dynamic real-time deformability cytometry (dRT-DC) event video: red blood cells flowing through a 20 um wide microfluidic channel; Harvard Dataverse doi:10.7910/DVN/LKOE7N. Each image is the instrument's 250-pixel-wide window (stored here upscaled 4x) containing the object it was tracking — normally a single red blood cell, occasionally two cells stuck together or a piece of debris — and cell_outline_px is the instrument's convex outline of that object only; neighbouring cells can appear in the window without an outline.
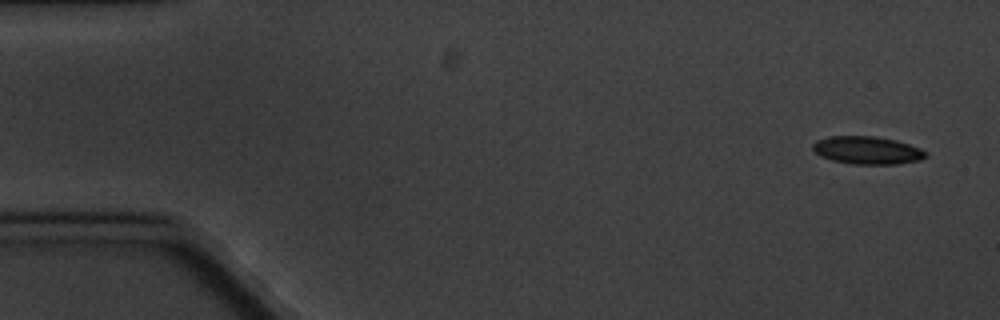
{"species": "common noctule bat (a hibernating species)", "species_latin": "Nyctalus noctula", "temperature_condition": "cold", "stored_images_in_passage": 11, "camera_frame_rate_fps": 3000, "um_per_image_px": 0.085, "animal": {"sex": "male", "body_mass_g": 20.1, "forearm_length_mm": 53.5}, "frame": {"image": 1, "passage_image": 1, "time_ms": 0.0, "image_size_px": [1000, 320], "cell_outline_px": [[928, 156], [920, 160], [896, 164], [852, 164], [832, 160], [820, 156], [812, 148], [812, 144], [816, 140], [832, 136], [876, 136], [896, 140], [920, 148], [928, 152]], "centroid_in_image_um": [73.73, 12.77], "position_along_channel_um": 11.3, "area_um2": 18.38}}
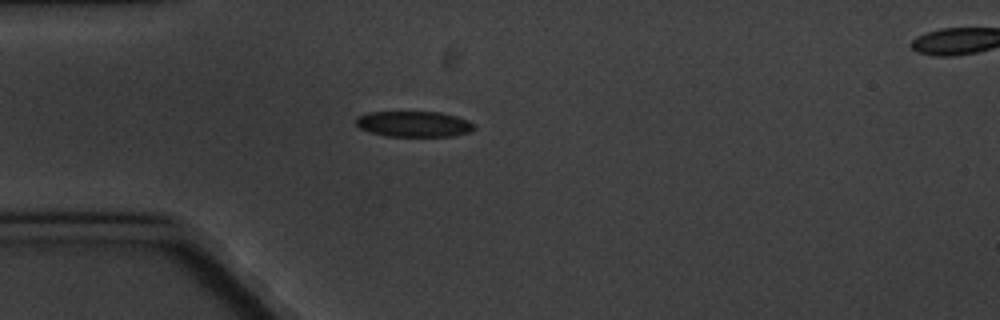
{"frame": {"image": 2, "passage_image": 4, "time_ms": 4.333, "image_size_px": [1000, 320], "cell_outline_px": [[476, 128], [468, 132], [452, 136], [384, 136], [360, 128], [356, 124], [356, 116], [368, 112], [440, 112], [456, 116], [468, 120], [476, 124]], "centroid_in_image_um": [35.19, 10.53], "position_along_channel_um": 49.8, "area_um2": 17.74}}
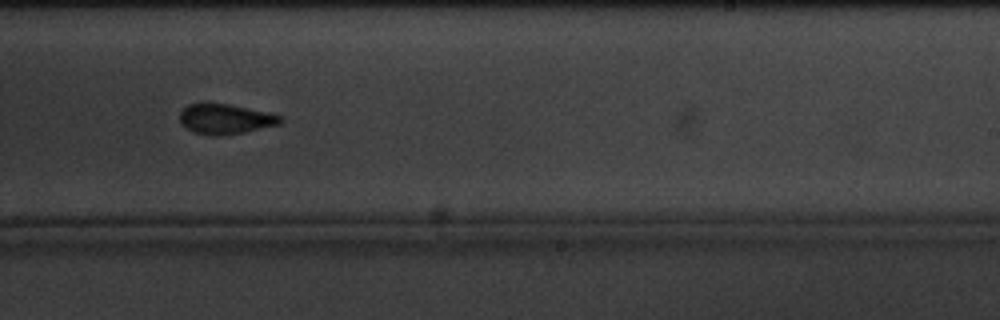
{"frame": {"image": 3, "passage_image": 10, "time_ms": 11.333, "image_size_px": [1000, 320], "cell_outline_px": [[284, 120], [280, 124], [244, 132], [216, 136], [212, 136], [192, 132], [180, 120], [180, 112], [188, 104], [204, 100], [228, 104], [268, 112], [284, 116]], "centroid_in_image_um": [19.15, 10.08], "position_along_channel_um": 269.8, "area_um2": 18.03}}